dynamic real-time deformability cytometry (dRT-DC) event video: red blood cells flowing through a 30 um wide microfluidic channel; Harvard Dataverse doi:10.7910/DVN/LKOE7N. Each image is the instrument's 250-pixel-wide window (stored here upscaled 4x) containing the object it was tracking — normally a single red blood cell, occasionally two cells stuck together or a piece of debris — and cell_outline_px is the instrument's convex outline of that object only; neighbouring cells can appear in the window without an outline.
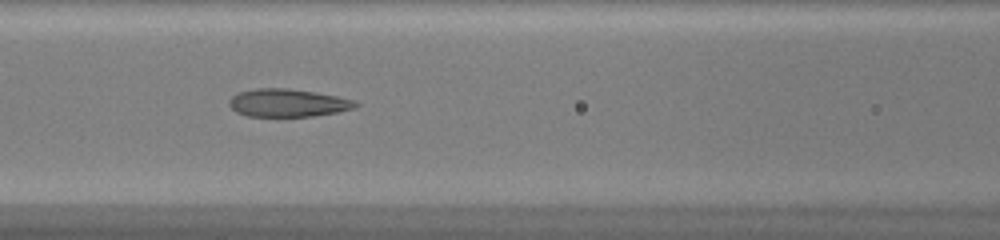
{"species": "common noctule bat (a hibernating species)", "species_latin": "Nyctalus noctula", "temperature_condition": "warm", "stored_images_in_passage": 45, "camera_frame_rate_fps": 3000, "um_per_image_px": 0.085, "animal": {"sex": "female", "body_mass_g": 20.0, "forearm_length_mm": 54.0}, "frame": {"image": 1, "passage_image": 18, "time_ms": 5.667, "image_size_px": [1000, 240], "cell_outline_px": [[360, 104], [356, 108], [336, 112], [312, 116], [248, 116], [236, 112], [228, 104], [228, 100], [232, 96], [240, 92], [256, 88], [288, 88], [336, 96], [352, 100]], "centroid_in_image_um": [24.44, 8.74], "position_along_channel_um": 142.2, "area_um2": 20.35}}
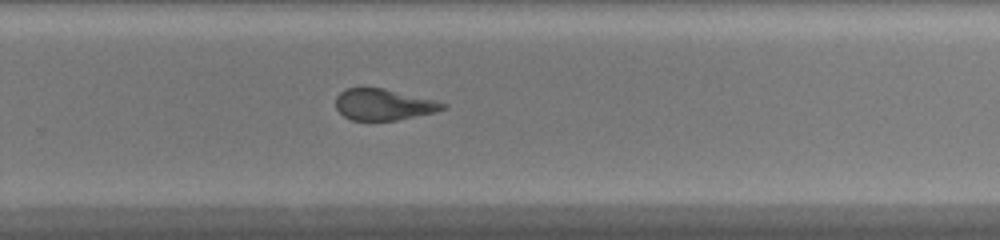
{"frame": {"image": 2, "passage_image": 29, "time_ms": 9.333, "image_size_px": [1000, 240], "cell_outline_px": [[448, 108], [432, 112], [396, 120], [352, 120], [344, 116], [336, 108], [336, 96], [344, 88], [384, 88], [448, 104]], "centroid_in_image_um": [32.56, 8.88], "position_along_channel_um": 297.2, "area_um2": 19.19}}
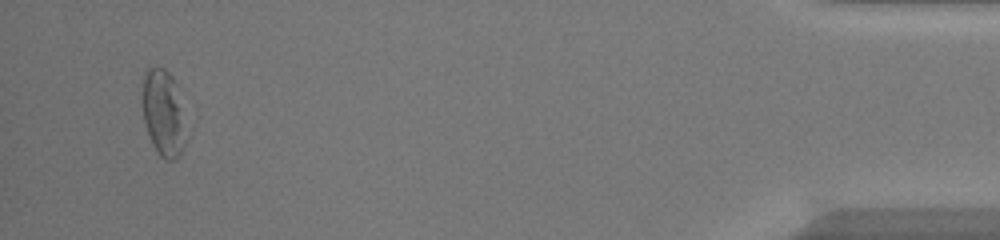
{"frame": {"image": 3, "passage_image": 43, "time_ms": 14.0, "image_size_px": [1000, 240], "cell_outline_px": [[184, 144], [180, 152], [172, 160], [168, 160], [160, 156], [156, 152], [152, 144], [144, 124], [140, 100], [144, 72], [148, 68], [164, 68], [172, 76], [176, 84], [184, 140]], "centroid_in_image_um": [13.77, 9.57], "position_along_channel_um": 421.4, "area_um2": 21.44}, "authors_computed_cell_mechanics": {"area_um2": 20.808, "velocity_mm_per_s": 4.242, "shape_relaxation_time_tau1_ms": 8.5396, "shape_relaxation_time_tau2_ms": 1.5316, "deformation_change_tau1": 0.2371, "deformation_change_tau2": 0.0953}}